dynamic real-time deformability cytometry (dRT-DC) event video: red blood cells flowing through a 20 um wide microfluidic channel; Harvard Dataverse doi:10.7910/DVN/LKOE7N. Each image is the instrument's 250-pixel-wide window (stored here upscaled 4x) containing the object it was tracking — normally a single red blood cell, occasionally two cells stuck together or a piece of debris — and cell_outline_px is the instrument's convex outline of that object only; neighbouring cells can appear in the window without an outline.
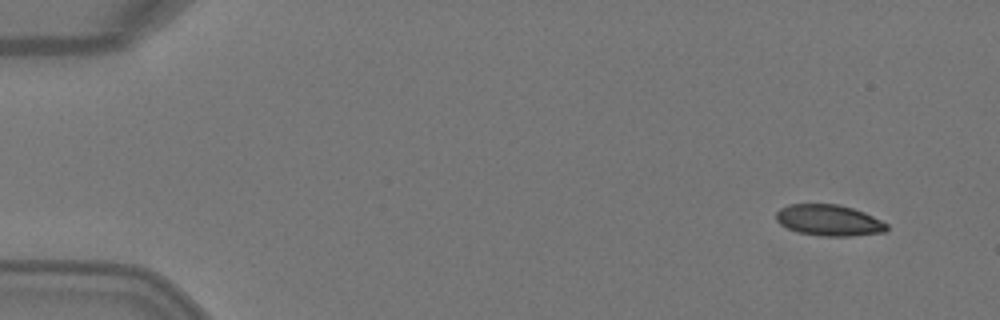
{"species": "Egyptian fruit bat (a non-hibernating species)", "species_latin": "Rousettus aegyptiacus", "temperature_condition": "warm", "stored_images_in_passage": 4, "camera_frame_rate_fps": 3000, "um_per_image_px": 0.085, "animal": {"sex": "female"}, "frame": {"image": 1, "passage_image": 1, "time_ms": 0.0, "image_size_px": [1000, 320], "cell_outline_px": [[888, 228], [884, 232], [852, 236], [820, 236], [796, 232], [780, 224], [776, 220], [776, 212], [780, 208], [788, 204], [840, 204], [864, 212], [888, 224]], "centroid_in_image_um": [70.44, 18.72], "position_along_channel_um": 14.6, "area_um2": 20.17}}
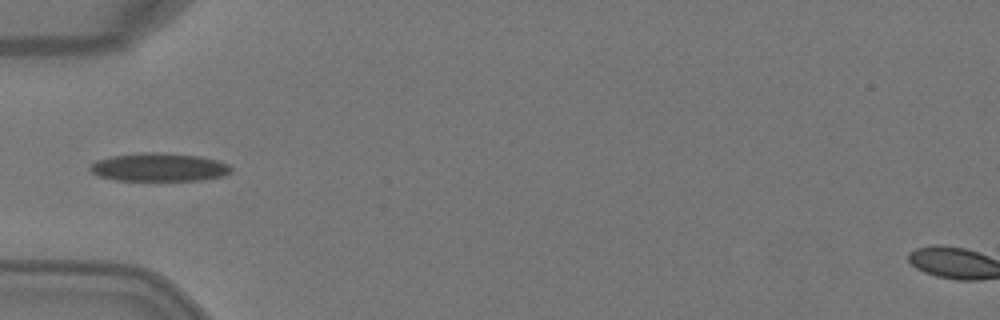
{"frame": {"image": 2, "passage_image": 4, "time_ms": 1.0, "image_size_px": [1000, 320], "cell_outline_px": [[232, 172], [224, 176], [200, 180], [112, 180], [100, 176], [92, 172], [88, 168], [96, 160], [112, 156], [152, 152], [156, 152], [200, 156], [216, 160], [228, 164], [232, 168]], "centroid_in_image_um": [13.54, 14.22], "position_along_channel_um": 71.5, "area_um2": 23.06}}